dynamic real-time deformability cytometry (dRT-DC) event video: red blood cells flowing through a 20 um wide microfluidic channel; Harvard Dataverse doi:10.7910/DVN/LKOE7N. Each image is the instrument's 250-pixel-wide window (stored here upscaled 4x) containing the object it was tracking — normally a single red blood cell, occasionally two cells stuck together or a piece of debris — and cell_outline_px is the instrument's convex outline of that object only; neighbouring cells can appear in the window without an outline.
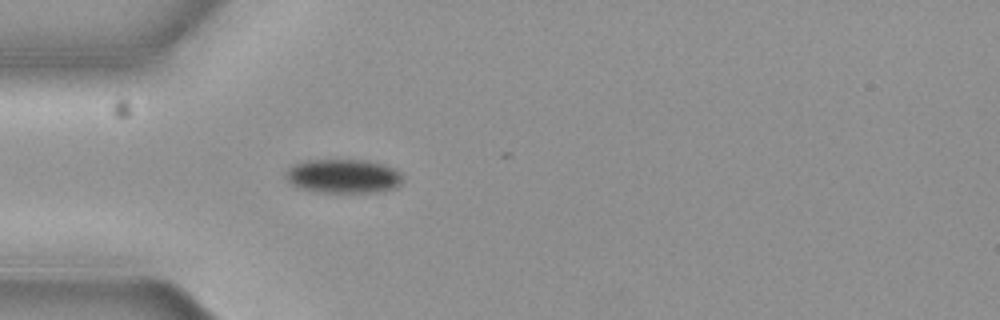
{"species": "common noctule bat (a hibernating species)", "species_latin": "Nyctalus noctula", "temperature_condition": "cold", "stored_images_in_passage": 4, "camera_frame_rate_fps": 3000, "um_per_image_px": 0.085, "animal": {"sex": "female", "body_mass_g": 19.3, "forearm_length_mm": 54.1}, "frame": {"image": 1, "passage_image": 4, "time_ms": 1.0, "image_size_px": [1000, 320], "cell_outline_px": [[404, 180], [396, 188], [376, 192], [324, 192], [304, 188], [292, 184], [284, 176], [284, 172], [288, 168], [296, 164], [308, 160], [368, 160], [384, 164], [396, 168], [404, 176]], "centroid_in_image_um": [29.26, 14.96], "position_along_channel_um": 55.7, "area_um2": 23.24}}